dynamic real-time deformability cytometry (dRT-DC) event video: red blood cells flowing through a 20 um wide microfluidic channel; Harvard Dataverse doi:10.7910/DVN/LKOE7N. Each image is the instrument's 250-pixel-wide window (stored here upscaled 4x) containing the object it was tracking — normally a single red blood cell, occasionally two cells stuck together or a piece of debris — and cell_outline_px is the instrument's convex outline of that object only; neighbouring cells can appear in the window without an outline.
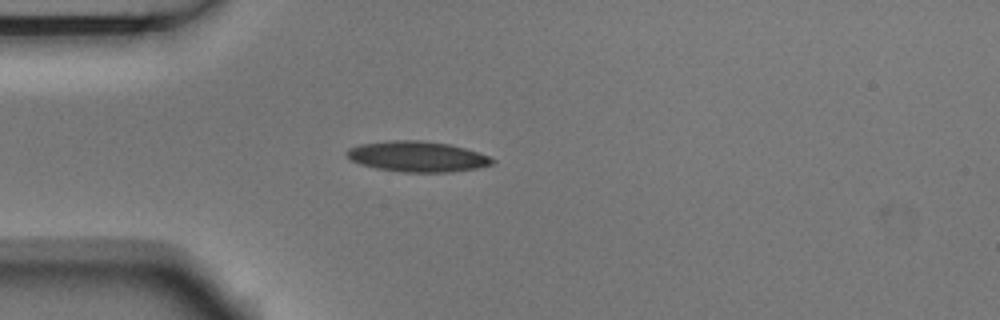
{"species": "Egyptian fruit bat (a non-hibernating species)", "species_latin": "Rousettus aegyptiacus", "temperature_condition": "room temperature", "stored_images_in_passage": 3, "camera_frame_rate_fps": 3000, "um_per_image_px": 0.085, "animal": {"sex": "male"}, "frame": {"image": 1, "passage_image": 3, "time_ms": 0.667, "image_size_px": [1000, 320], "cell_outline_px": [[496, 160], [492, 164], [476, 168], [448, 172], [404, 172], [376, 168], [360, 164], [352, 160], [348, 156], [348, 148], [360, 144], [392, 140], [420, 140], [448, 144], [464, 148], [488, 156]], "centroid_in_image_um": [35.46, 13.3], "position_along_channel_um": 49.5, "area_um2": 25.55}}